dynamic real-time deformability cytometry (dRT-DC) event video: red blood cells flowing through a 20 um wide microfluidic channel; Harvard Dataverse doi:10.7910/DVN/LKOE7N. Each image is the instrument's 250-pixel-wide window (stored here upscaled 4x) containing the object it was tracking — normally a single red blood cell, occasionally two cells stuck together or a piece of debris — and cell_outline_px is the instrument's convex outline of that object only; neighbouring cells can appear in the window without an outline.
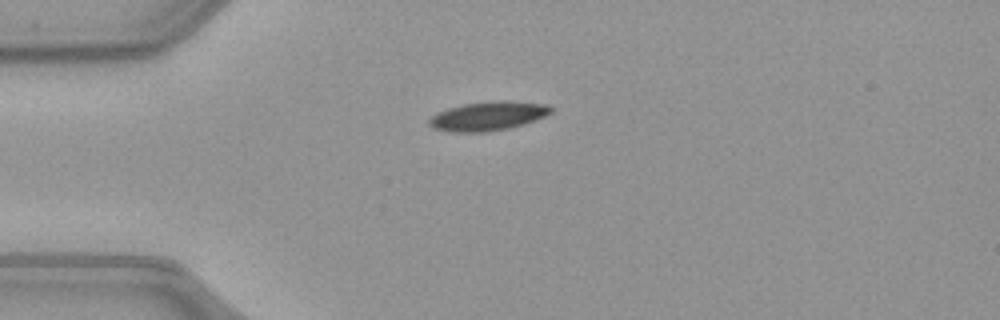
{"species": "common noctule bat (a hibernating species)", "species_latin": "Nyctalus noctula", "temperature_condition": "warm", "stored_images_in_passage": 39, "camera_frame_rate_fps": 3000, "um_per_image_px": 0.085, "animal": {"sex": "female", "body_mass_g": 21.9}, "frame": {"image": 1, "passage_image": 1, "time_ms": 0.0, "image_size_px": [1000, 320], "cell_outline_px": [[552, 112], [544, 116], [524, 124], [508, 128], [488, 132], [452, 132], [436, 128], [428, 124], [428, 120], [432, 116], [448, 108], [464, 104], [492, 100], [500, 100], [548, 104], [552, 108]], "centroid_in_image_um": [41.5, 9.86], "position_along_channel_um": 43.5, "area_um2": 20.46}}
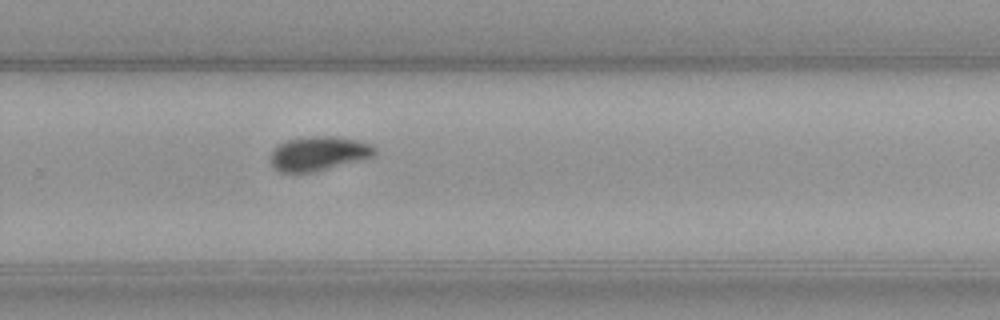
{"frame": {"image": 2, "passage_image": 22, "time_ms": 7.0, "image_size_px": [1000, 320], "cell_outline_px": [[376, 156], [364, 160], [300, 176], [296, 176], [280, 172], [272, 164], [272, 152], [280, 144], [288, 140], [320, 136], [336, 136], [356, 140], [372, 144], [376, 148]], "centroid_in_image_um": [27.14, 13.11], "position_along_channel_um": 302.7, "area_um2": 21.33}}
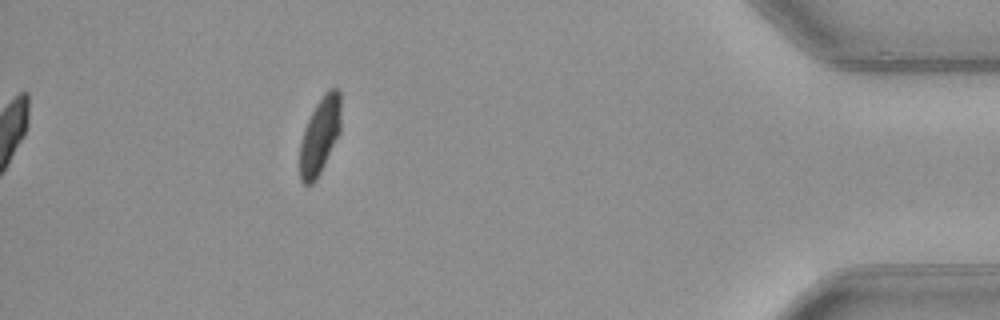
{"frame": {"image": 3, "passage_image": 34, "time_ms": 11.0, "image_size_px": [1000, 320], "cell_outline_px": [[340, 132], [316, 180], [312, 184], [304, 184], [300, 180], [300, 140], [304, 128], [316, 104], [324, 92], [328, 88], [340, 88]], "centroid_in_image_um": [27.18, 11.5], "position_along_channel_um": 408.0, "area_um2": 18.38}, "authors_computed_cell_mechanics": {"area_um2": 20.6346, "velocity_mm_per_s": 4.0262, "shape_relaxation_time_tau1_ms": 4.5924, "shape_relaxation_time_tau2_ms": null, "deformation_change_tau1": 0.1588, "deformation_change_tau2": null}}